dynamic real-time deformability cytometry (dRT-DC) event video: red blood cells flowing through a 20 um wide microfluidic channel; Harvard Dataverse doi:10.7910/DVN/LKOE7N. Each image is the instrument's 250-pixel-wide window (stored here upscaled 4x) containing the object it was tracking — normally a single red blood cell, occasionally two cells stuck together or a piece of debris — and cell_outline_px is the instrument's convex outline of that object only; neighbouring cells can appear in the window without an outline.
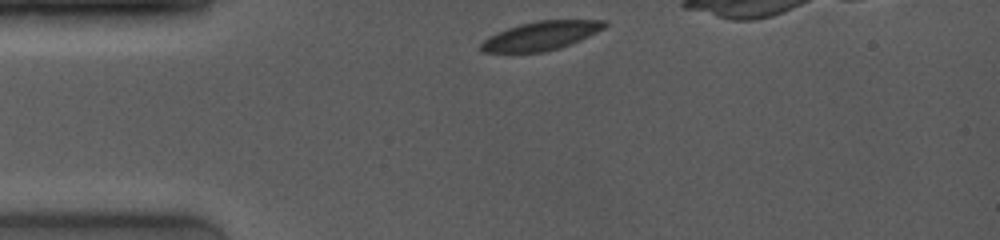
{"species": "common noctule bat (a hibernating species)", "species_latin": "Nyctalus noctula", "temperature_condition": "room temperature", "stored_images_in_passage": 18, "camera_frame_rate_fps": 4000, "um_per_image_px": 0.085, "animal": {"sex": "female", "body_mass_g": 19.0, "forearm_length_mm": 53.3}, "frame": {"image": 1, "passage_image": 1, "time_ms": 0.0, "image_size_px": [1000, 240], "cell_outline_px": [[608, 24], [604, 28], [580, 40], [560, 48], [544, 52], [480, 52], [476, 48], [488, 36], [496, 32], [520, 24], [540, 20], [608, 20]], "centroid_in_image_um": [45.94, 3.04], "position_along_channel_um": 39.1, "area_um2": 20.81}}
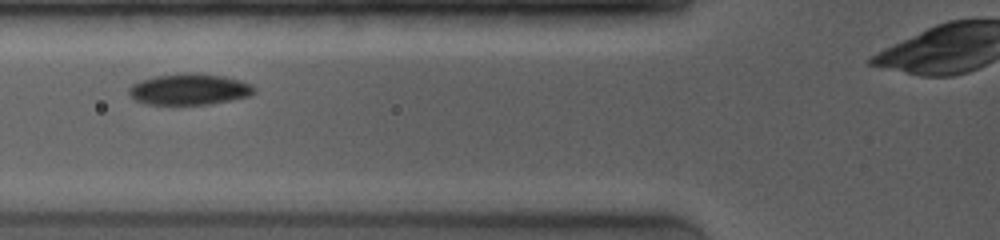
{"frame": {"image": 2, "passage_image": 7, "time_ms": 2.5, "image_size_px": [1000, 240], "cell_outline_px": [[256, 92], [248, 96], [232, 100], [208, 104], [148, 104], [136, 100], [128, 92], [128, 88], [132, 84], [140, 80], [156, 76], [184, 72], [196, 72], [224, 76], [240, 80], [252, 84], [256, 88]], "centroid_in_image_um": [16.12, 7.57], "position_along_channel_um": 109.7, "area_um2": 22.89}}
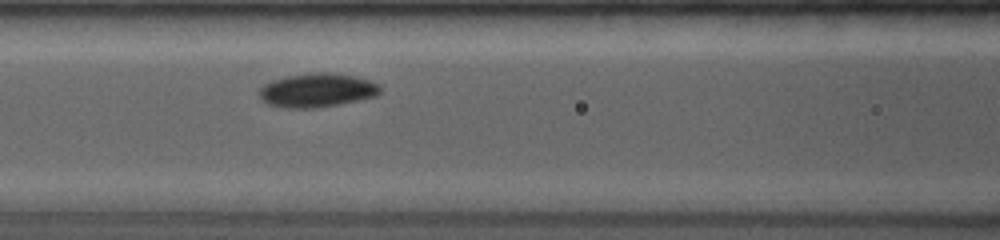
{"frame": {"image": 3, "passage_image": 11, "time_ms": 3.25, "image_size_px": [1000, 240], "cell_outline_px": [[380, 92], [376, 96], [316, 108], [280, 108], [268, 104], [260, 100], [260, 88], [264, 84], [272, 80], [288, 76], [316, 72], [332, 72], [356, 76], [368, 80], [376, 84], [380, 88]], "centroid_in_image_um": [26.9, 7.67], "position_along_channel_um": 139.7, "area_um2": 23.76}}